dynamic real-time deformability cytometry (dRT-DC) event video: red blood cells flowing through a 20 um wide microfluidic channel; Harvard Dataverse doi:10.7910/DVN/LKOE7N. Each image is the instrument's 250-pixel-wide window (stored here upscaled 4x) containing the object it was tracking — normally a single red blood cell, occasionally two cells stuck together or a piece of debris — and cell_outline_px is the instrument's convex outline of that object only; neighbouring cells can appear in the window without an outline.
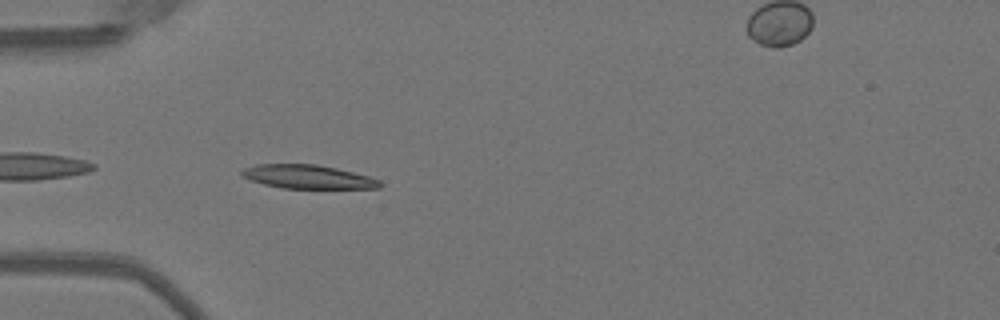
{"species": "Egyptian fruit bat (a non-hibernating species)", "species_latin": "Rousettus aegyptiacus", "temperature_condition": "warm", "stored_images_in_passage": 38, "camera_frame_rate_fps": 3000, "um_per_image_px": 0.085, "animal": {"sex": "female"}, "frame": {"image": 1, "passage_image": 2, "time_ms": 0.333, "image_size_px": [1000, 320], "cell_outline_px": [[384, 184], [380, 188], [284, 188], [264, 184], [252, 180], [244, 176], [240, 172], [244, 168], [256, 164], [316, 164], [336, 168], [368, 176], [380, 180]], "centroid_in_image_um": [26.2, 15.02], "position_along_channel_um": 58.8, "area_um2": 18.9}}
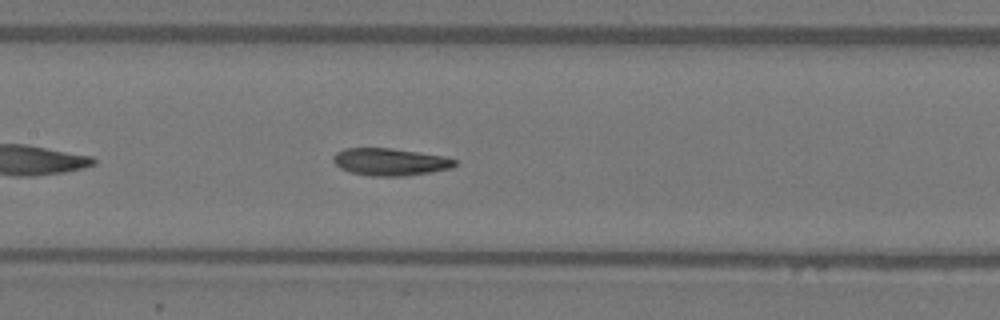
{"frame": {"image": 2, "passage_image": 11, "time_ms": 3.333, "image_size_px": [1000, 320], "cell_outline_px": [[460, 164], [452, 168], [432, 172], [404, 176], [368, 176], [348, 172], [340, 168], [332, 160], [332, 156], [336, 152], [344, 148], [392, 148], [444, 156], [456, 160]], "centroid_in_image_um": [33.16, 13.76], "position_along_channel_um": 174.2, "area_um2": 19.65}}
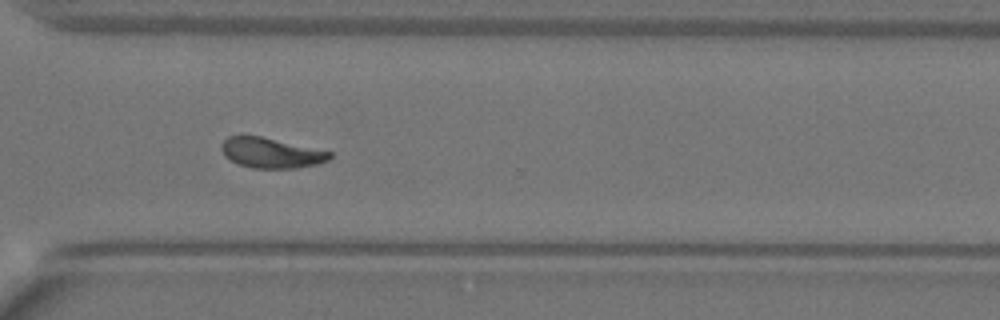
{"frame": {"image": 3, "passage_image": 24, "time_ms": 7.667, "image_size_px": [1000, 320], "cell_outline_px": [[332, 156], [328, 160], [316, 164], [296, 168], [252, 168], [236, 164], [224, 156], [220, 148], [220, 144], [228, 136], [260, 136], [332, 152]], "centroid_in_image_um": [22.99, 13.0], "position_along_channel_um": 347.6, "area_um2": 19.02}, "authors_computed_cell_mechanics": {"area_um2": 19.1896, "velocity_mm_per_s": 4.0129, "shape_relaxation_time_tau1_ms": 4.0958, "shape_relaxation_time_tau2_ms": 1.965, "deformation_change_tau1": 0.1667, "deformation_change_tau2": 0.0744}}